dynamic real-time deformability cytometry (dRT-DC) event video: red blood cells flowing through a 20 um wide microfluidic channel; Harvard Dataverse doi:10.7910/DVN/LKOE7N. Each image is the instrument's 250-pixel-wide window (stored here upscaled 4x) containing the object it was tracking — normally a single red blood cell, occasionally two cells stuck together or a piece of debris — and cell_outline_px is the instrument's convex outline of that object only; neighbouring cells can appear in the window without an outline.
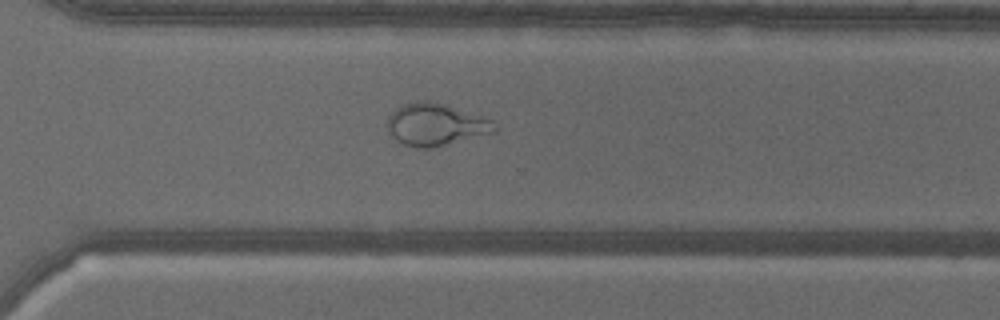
{"species": "common noctule bat (a hibernating species)", "species_latin": "Nyctalus noctula", "temperature_condition": "warm", "stored_images_in_passage": 57, "camera_frame_rate_fps": 3000, "um_per_image_px": 0.085, "animal": {"sex": "male", "body_mass_g": 18.8}, "frame": {"image": 1, "passage_image": 41, "time_ms": 13.333, "image_size_px": [1000, 320], "cell_outline_px": [[496, 132], [432, 148], [416, 148], [404, 144], [396, 140], [392, 136], [388, 128], [388, 116], [400, 104], [420, 100], [428, 100], [444, 104], [488, 116], [496, 124]], "centroid_in_image_um": [37.07, 10.57], "position_along_channel_um": 333.5, "area_um2": 26.76}}